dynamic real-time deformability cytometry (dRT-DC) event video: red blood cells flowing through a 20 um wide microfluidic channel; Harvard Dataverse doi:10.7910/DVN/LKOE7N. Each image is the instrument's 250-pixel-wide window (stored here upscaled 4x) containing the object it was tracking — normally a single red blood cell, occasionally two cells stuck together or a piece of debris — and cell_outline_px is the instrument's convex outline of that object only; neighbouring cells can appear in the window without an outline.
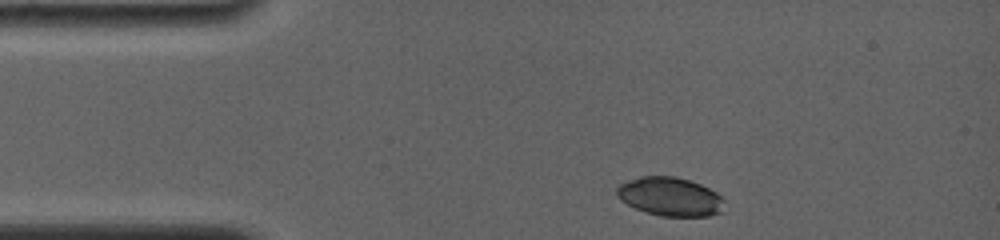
{"species": "common noctule bat (a hibernating species)", "species_latin": "Nyctalus noctula", "temperature_condition": "room temperature", "stored_images_in_passage": 22, "camera_frame_rate_fps": 4000, "um_per_image_px": 0.085, "animal": {"sex": "female", "body_mass_g": 19.0, "forearm_length_mm": 56.7}, "frame": {"image": 1, "passage_image": 1, "time_ms": 0.0, "image_size_px": [1000, 240], "cell_outline_px": [[724, 200], [720, 212], [708, 216], [660, 216], [636, 208], [620, 200], [616, 196], [616, 188], [620, 184], [628, 180], [640, 176], [676, 176], [700, 184], [716, 192]], "centroid_in_image_um": [56.92, 16.7], "position_along_channel_um": 28.1, "area_um2": 24.1}}
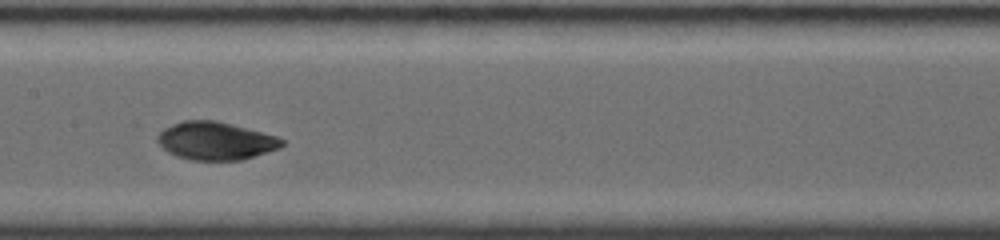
{"frame": {"image": 2, "passage_image": 10, "time_ms": 5.5, "image_size_px": [1000, 240], "cell_outline_px": [[284, 144], [280, 148], [240, 160], [192, 160], [176, 156], [168, 152], [156, 140], [156, 136], [164, 128], [172, 124], [184, 120], [216, 120], [232, 124], [276, 136], [284, 140]], "centroid_in_image_um": [18.31, 11.97], "position_along_channel_um": 189.1, "area_um2": 27.4}}
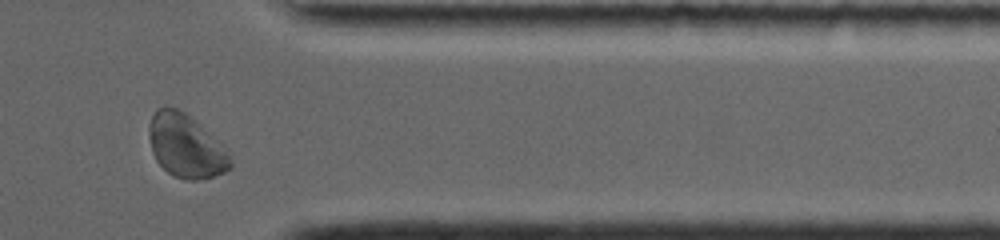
{"frame": {"image": 3, "passage_image": 19, "time_ms": 11.0, "image_size_px": [1000, 240], "cell_outline_px": [[232, 164], [224, 172], [200, 180], [184, 180], [172, 176], [156, 160], [152, 152], [148, 132], [148, 124], [156, 108], [164, 104], [176, 108], [184, 112], [232, 152]], "centroid_in_image_um": [15.79, 12.41], "position_along_channel_um": 395.6, "area_um2": 30.35}, "authors_computed_cell_mechanics": {"area_um2": 27.3972, "velocity_mm_per_s": 3.789, "shape_relaxation_time_tau1_ms": 5.6635, "shape_relaxation_time_tau2_ms": 6.589, "deformation_change_tau1": 0.2232, "deformation_change_tau2": 0.0554}}